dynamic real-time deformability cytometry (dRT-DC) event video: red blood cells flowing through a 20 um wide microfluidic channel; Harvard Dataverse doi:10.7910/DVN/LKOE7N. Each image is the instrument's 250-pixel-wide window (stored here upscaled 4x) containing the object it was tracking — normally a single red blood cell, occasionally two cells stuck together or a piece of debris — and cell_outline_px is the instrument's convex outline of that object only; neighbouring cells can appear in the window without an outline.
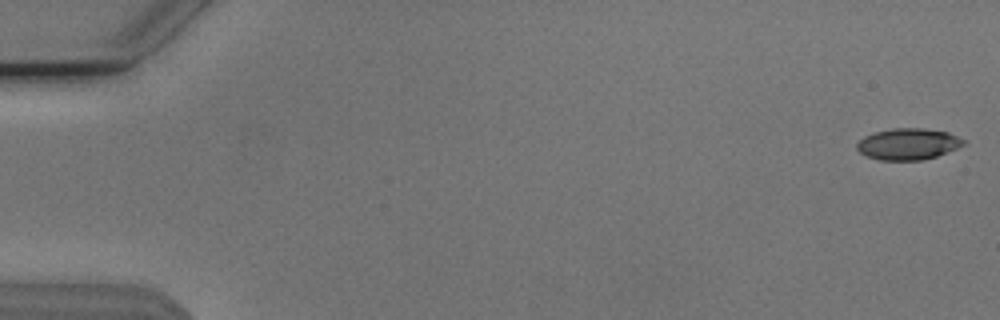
{"species": "Egyptian fruit bat (a non-hibernating species)", "species_latin": "Rousettus aegyptiacus", "temperature_condition": "cold", "stored_images_in_passage": 54, "camera_frame_rate_fps": 3000, "um_per_image_px": 0.085, "animal": {"sex": "male"}, "frame": {"image": 1, "passage_image": 1, "time_ms": 0.0, "image_size_px": [1000, 320], "cell_outline_px": [[964, 144], [956, 148], [936, 156], [920, 160], [880, 160], [868, 156], [860, 152], [856, 148], [856, 144], [864, 136], [872, 132], [892, 128], [924, 128], [948, 132], [964, 140]], "centroid_in_image_um": [77.15, 12.23], "position_along_channel_um": 7.9, "area_um2": 19.36}}
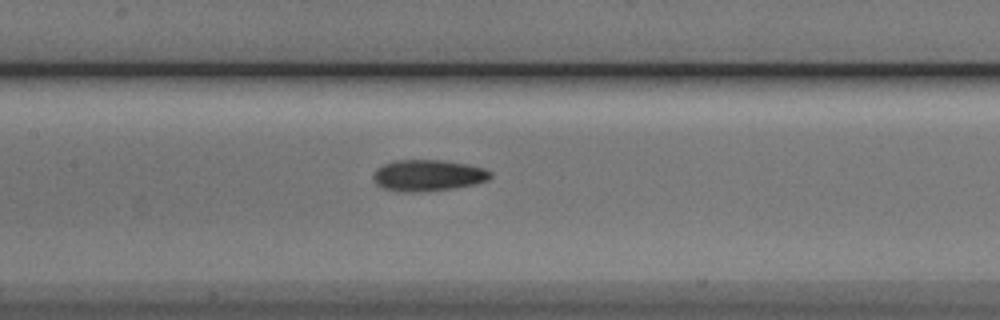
{"frame": {"image": 2, "passage_image": 26, "time_ms": 8.333, "image_size_px": [1000, 320], "cell_outline_px": [[492, 176], [488, 180], [476, 184], [456, 188], [420, 192], [396, 192], [380, 188], [376, 184], [372, 176], [376, 168], [384, 164], [396, 160], [444, 160], [468, 164], [484, 168], [492, 172]], "centroid_in_image_um": [36.37, 14.92], "position_along_channel_um": 171.0, "area_um2": 21.85}}
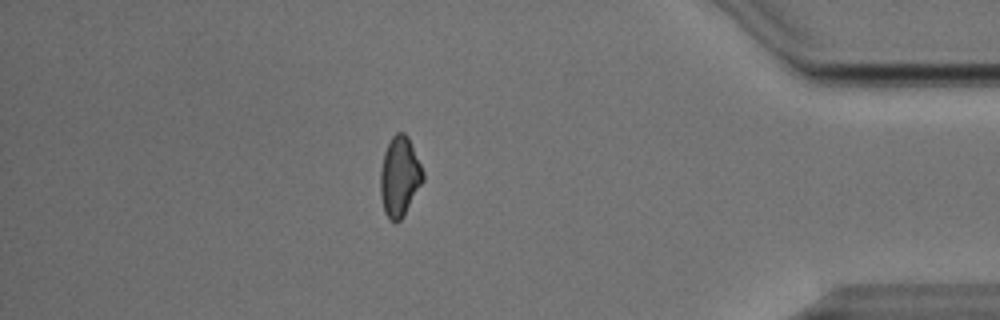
{"frame": {"image": 3, "passage_image": 47, "time_ms": 15.333, "image_size_px": [1000, 320], "cell_outline_px": [[424, 180], [400, 220], [392, 220], [384, 212], [380, 196], [380, 172], [384, 152], [392, 136], [396, 132], [404, 132], [408, 136], [424, 172]], "centroid_in_image_um": [33.96, 14.96], "position_along_channel_um": 401.2, "area_um2": 19.59}, "authors_computed_cell_mechanics": {"area_um2": 20.2011, "velocity_mm_per_s": 3.8271, "shape_relaxation_time_tau1_ms": 6.8472, "shape_relaxation_time_tau2_ms": 5.8001, "deformation_change_tau1": 0.157, "deformation_change_tau2": 0.129}}